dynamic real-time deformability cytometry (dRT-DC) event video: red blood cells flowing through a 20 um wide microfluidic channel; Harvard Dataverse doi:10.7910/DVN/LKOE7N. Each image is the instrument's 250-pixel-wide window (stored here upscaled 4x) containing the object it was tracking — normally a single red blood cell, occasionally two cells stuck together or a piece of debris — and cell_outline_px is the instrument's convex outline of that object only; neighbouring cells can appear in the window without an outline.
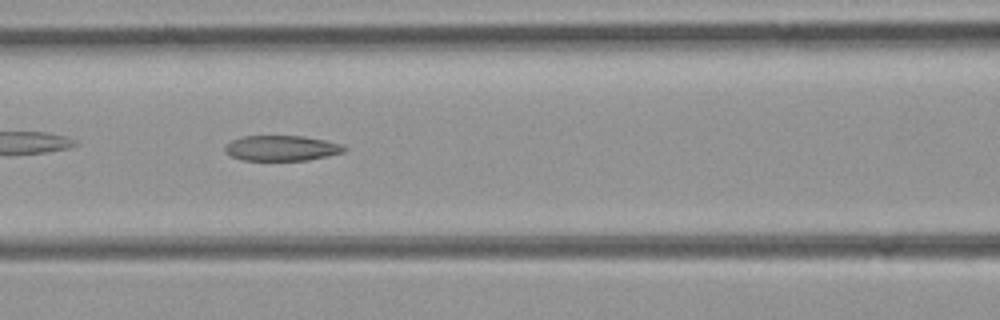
{"species": "common noctule bat (a hibernating species)", "species_latin": "Nyctalus noctula", "temperature_condition": "room temperature", "stored_images_in_passage": 49, "camera_frame_rate_fps": 3000, "um_per_image_px": 0.085, "animal": {"sex": "female", "body_mass_g": 21.9}, "frame": {"image": 1, "passage_image": 22, "time_ms": 7.0, "image_size_px": [1000, 320], "cell_outline_px": [[348, 148], [344, 152], [328, 156], [308, 160], [244, 160], [232, 156], [224, 152], [224, 148], [232, 140], [244, 136], [304, 136], [344, 144]], "centroid_in_image_um": [23.99, 12.59], "position_along_channel_um": 142.6, "area_um2": 17.63}}
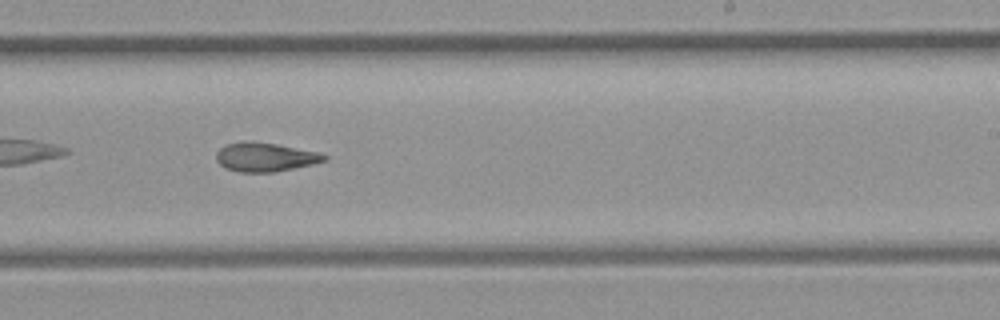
{"frame": {"image": 2, "passage_image": 31, "time_ms": 10.0, "image_size_px": [1000, 320], "cell_outline_px": [[328, 160], [312, 164], [276, 172], [240, 172], [224, 168], [216, 160], [216, 152], [220, 148], [228, 144], [244, 140], [248, 140], [276, 144], [316, 152], [328, 156]], "centroid_in_image_um": [22.51, 13.35], "position_along_channel_um": 266.5, "area_um2": 18.21}}
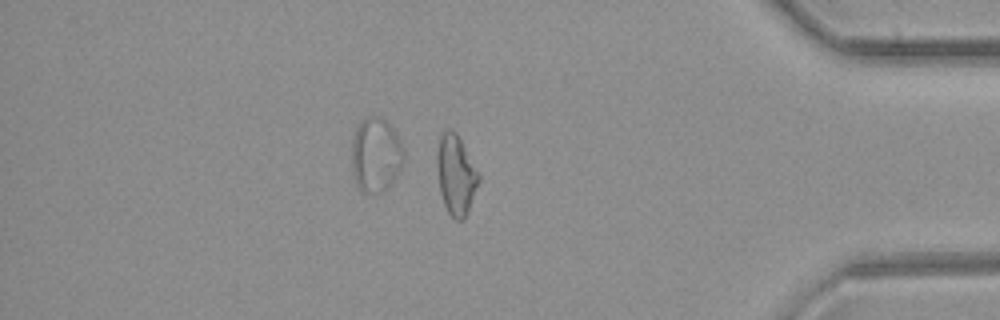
{"frame": {"image": 3, "passage_image": 43, "time_ms": 14.0, "image_size_px": [1000, 320], "cell_outline_px": [[480, 180], [468, 212], [460, 220], [456, 220], [448, 212], [444, 204], [440, 192], [436, 164], [436, 152], [440, 136], [448, 128], [456, 132], [480, 176]], "centroid_in_image_um": [38.74, 14.86], "position_along_channel_um": 396.5, "area_um2": 19.19}}